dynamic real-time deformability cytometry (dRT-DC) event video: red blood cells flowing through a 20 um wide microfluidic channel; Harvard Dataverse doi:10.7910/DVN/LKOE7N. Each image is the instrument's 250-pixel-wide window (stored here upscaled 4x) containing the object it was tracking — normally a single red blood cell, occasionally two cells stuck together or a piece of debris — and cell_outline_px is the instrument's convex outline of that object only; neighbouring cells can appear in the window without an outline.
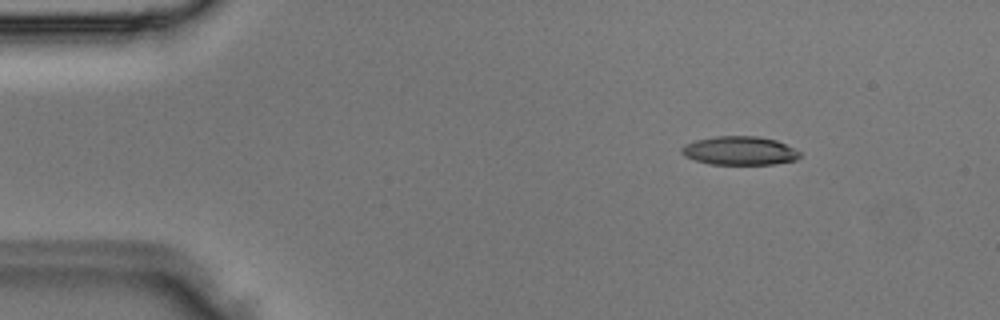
{"species": "Egyptian fruit bat (a non-hibernating species)", "species_latin": "Rousettus aegyptiacus", "temperature_condition": "room temperature", "stored_images_in_passage": 3, "camera_frame_rate_fps": 3000, "um_per_image_px": 0.085, "animal": {"sex": "male"}, "frame": {"image": 1, "passage_image": 2, "time_ms": 0.333, "image_size_px": [1000, 320], "cell_outline_px": [[800, 156], [796, 160], [772, 164], [712, 164], [696, 160], [684, 156], [680, 152], [680, 148], [684, 144], [696, 140], [716, 136], [760, 136], [776, 140], [800, 152]], "centroid_in_image_um": [62.83, 12.8], "position_along_channel_um": 22.2, "area_um2": 19.65}}